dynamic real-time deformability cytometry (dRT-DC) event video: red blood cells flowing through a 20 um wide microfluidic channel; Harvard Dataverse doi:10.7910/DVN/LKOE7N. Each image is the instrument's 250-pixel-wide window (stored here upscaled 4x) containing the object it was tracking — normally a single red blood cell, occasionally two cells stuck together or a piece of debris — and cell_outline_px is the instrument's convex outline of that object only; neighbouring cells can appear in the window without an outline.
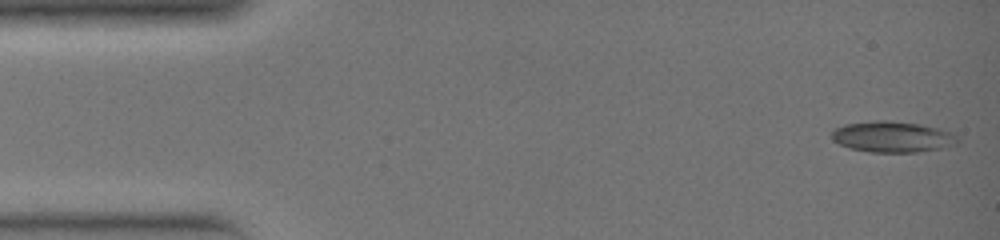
{"species": "common noctule bat (a hibernating species)", "species_latin": "Nyctalus noctula", "temperature_condition": "warm", "stored_images_in_passage": 33, "camera_frame_rate_fps": 3000, "um_per_image_px": 0.085, "animal": {"sex": "female", "body_mass_g": 19.0, "forearm_length_mm": 51.5}, "frame": {"image": 1, "passage_image": 1, "time_ms": 0.0, "image_size_px": [1000, 240], "cell_outline_px": [[960, 140], [956, 144], [944, 148], [916, 152], [868, 152], [848, 148], [832, 140], [832, 132], [836, 128], [844, 124], [876, 120], [888, 120], [920, 124], [936, 128], [948, 132], [956, 136]], "centroid_in_image_um": [75.83, 11.63], "position_along_channel_um": 9.2, "area_um2": 22.72}}
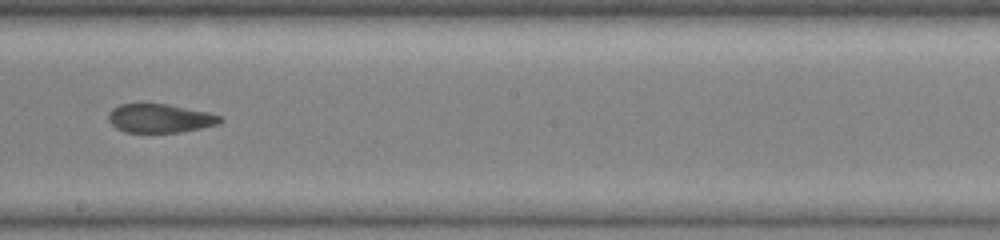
{"frame": {"image": 2, "passage_image": 20, "time_ms": 6.333, "image_size_px": [1000, 240], "cell_outline_px": [[224, 120], [220, 124], [180, 132], [124, 132], [116, 128], [108, 120], [108, 112], [112, 108], [120, 104], [168, 104], [208, 112], [220, 116]], "centroid_in_image_um": [13.59, 10.05], "position_along_channel_um": 234.6, "area_um2": 18.73}}
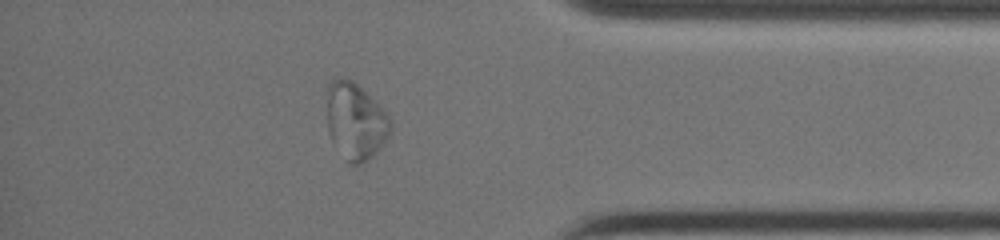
{"frame": {"image": 3, "passage_image": 30, "time_ms": 9.667, "image_size_px": [1000, 240], "cell_outline_px": [[392, 128], [388, 136], [380, 148], [364, 164], [348, 164], [332, 140], [328, 132], [324, 92], [328, 84], [336, 76], [352, 80], [388, 112], [392, 120]], "centroid_in_image_um": [30.19, 10.27], "position_along_channel_um": 405.0, "area_um2": 29.25}}